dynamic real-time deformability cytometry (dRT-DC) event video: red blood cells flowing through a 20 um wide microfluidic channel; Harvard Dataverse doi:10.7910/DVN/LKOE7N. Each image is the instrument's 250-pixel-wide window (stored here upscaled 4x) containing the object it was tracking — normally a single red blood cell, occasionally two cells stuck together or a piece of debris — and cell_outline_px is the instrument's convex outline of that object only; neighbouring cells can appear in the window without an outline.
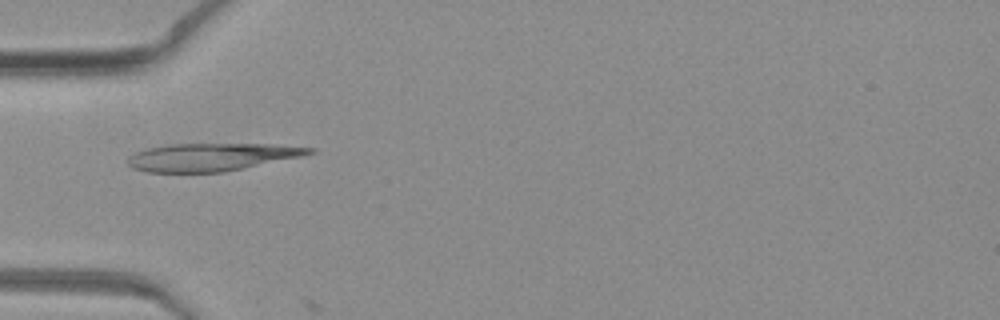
{"species": "common noctule bat (a hibernating species)", "species_latin": "Nyctalus noctula", "temperature_condition": "warm", "stored_images_in_passage": 17, "camera_frame_rate_fps": 3000, "um_per_image_px": 0.085, "animal": {"sex": "female", "body_mass_g": 19.3, "forearm_length_mm": 54.1}, "frame": {"image": 1, "passage_image": 16, "time_ms": 5.0, "image_size_px": [1000, 320], "cell_outline_px": [[316, 152], [304, 156], [224, 172], [148, 172], [132, 168], [128, 164], [128, 156], [144, 148], [168, 144], [272, 144], [316, 148]], "centroid_in_image_um": [18.0, 13.34], "position_along_channel_um": 67.0, "area_um2": 29.54}}